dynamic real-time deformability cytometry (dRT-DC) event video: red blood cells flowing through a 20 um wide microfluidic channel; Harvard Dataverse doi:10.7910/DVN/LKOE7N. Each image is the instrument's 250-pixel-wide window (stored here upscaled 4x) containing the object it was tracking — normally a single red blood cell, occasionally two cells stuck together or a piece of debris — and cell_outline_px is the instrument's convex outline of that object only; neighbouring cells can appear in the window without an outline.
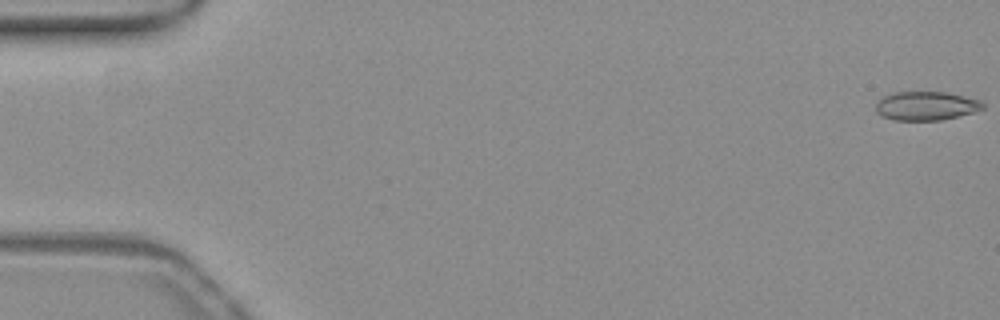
{"species": "common noctule bat (a hibernating species)", "species_latin": "Nyctalus noctula", "temperature_condition": "warm", "stored_images_in_passage": 54, "camera_frame_rate_fps": 3000, "um_per_image_px": 0.085, "animal": {"sex": "female", "body_mass_g": 19.3, "forearm_length_mm": 54.1}, "frame": {"image": 1, "passage_image": 1, "time_ms": 0.0, "image_size_px": [1000, 320], "cell_outline_px": [[984, 108], [972, 112], [940, 120], [892, 120], [876, 112], [876, 104], [884, 96], [896, 92], [944, 92], [964, 96], [980, 100], [984, 104]], "centroid_in_image_um": [78.71, 9.0], "position_along_channel_um": 6.3, "area_um2": 17.69}}
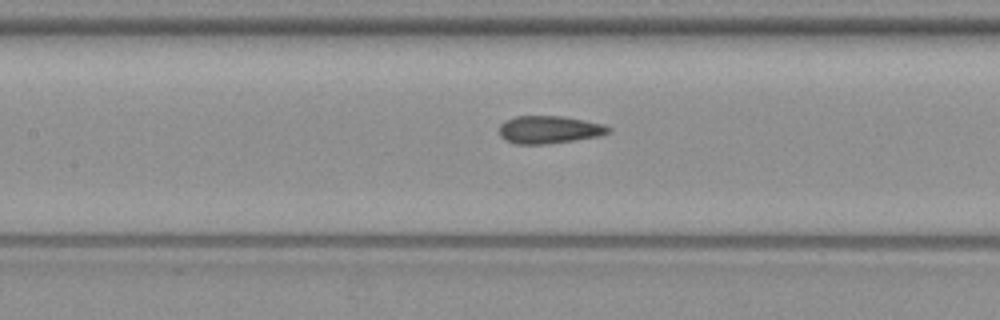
{"frame": {"image": 2, "passage_image": 25, "time_ms": 8.0, "image_size_px": [1000, 320], "cell_outline_px": [[612, 132], [600, 136], [548, 144], [516, 144], [504, 140], [500, 136], [500, 124], [516, 116], [564, 116], [604, 124], [612, 128]], "centroid_in_image_um": [46.72, 11.02], "position_along_channel_um": 160.7, "area_um2": 17.74}}
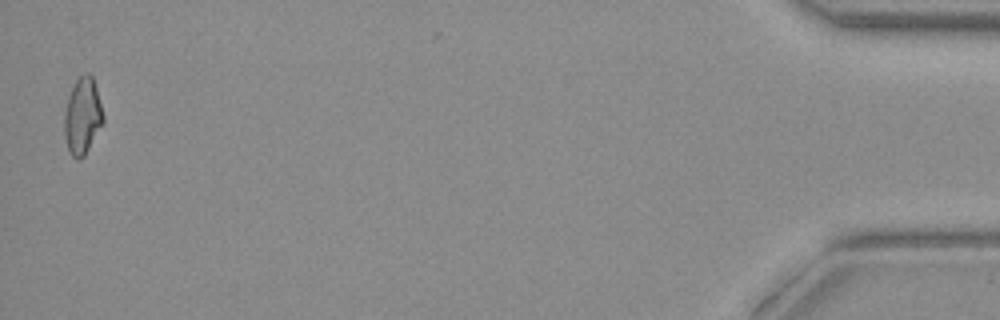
{"frame": {"image": 3, "passage_image": 53, "time_ms": 17.333, "image_size_px": [1000, 320], "cell_outline_px": [[104, 120], [84, 156], [80, 160], [76, 160], [72, 156], [68, 148], [64, 136], [64, 116], [68, 96], [76, 80], [84, 72], [88, 72], [92, 76], [96, 88], [104, 116]], "centroid_in_image_um": [7.0, 9.86], "position_along_channel_um": 428.2, "area_um2": 17.17}}